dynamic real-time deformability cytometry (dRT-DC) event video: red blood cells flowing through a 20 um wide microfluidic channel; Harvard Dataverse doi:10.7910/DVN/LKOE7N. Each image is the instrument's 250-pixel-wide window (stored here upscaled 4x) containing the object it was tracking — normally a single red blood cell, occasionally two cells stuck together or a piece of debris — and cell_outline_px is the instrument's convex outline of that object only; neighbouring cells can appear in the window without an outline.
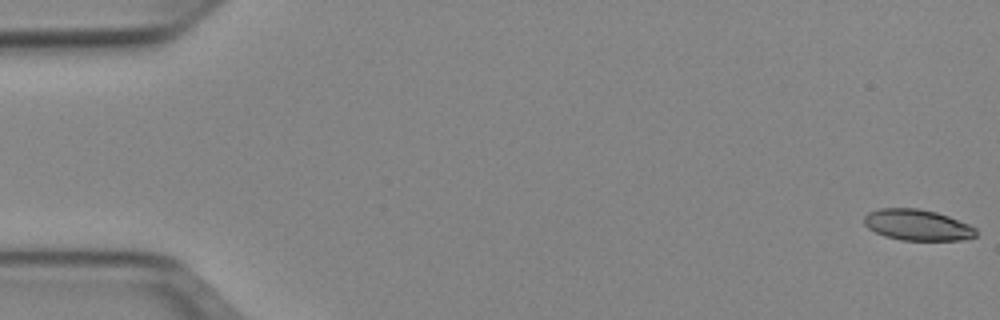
{"species": "Egyptian fruit bat (a non-hibernating species)", "species_latin": "Rousettus aegyptiacus", "temperature_condition": "cold", "stored_images_in_passage": 52, "camera_frame_rate_fps": 3000, "um_per_image_px": 0.085, "animal": {"sex": "female"}, "frame": {"image": 1, "passage_image": 1, "time_ms": 0.0, "image_size_px": [1000, 320], "cell_outline_px": [[976, 236], [964, 240], [900, 240], [884, 236], [868, 228], [864, 224], [864, 216], [868, 212], [880, 208], [916, 208], [936, 212], [948, 216], [968, 224], [976, 228]], "centroid_in_image_um": [77.96, 19.12], "position_along_channel_um": 7.0, "area_um2": 20.23}}
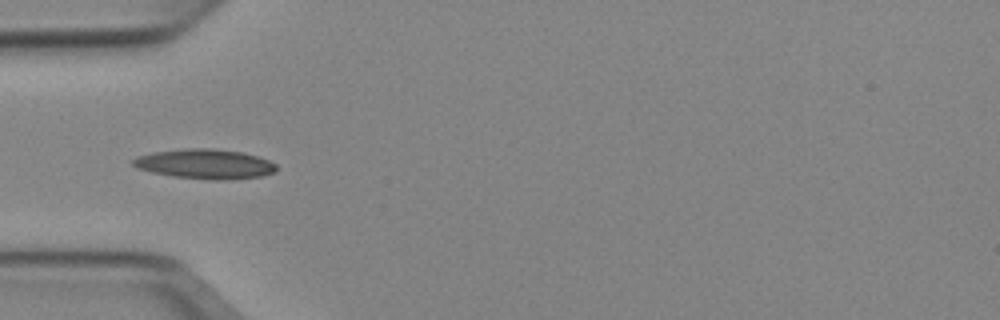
{"frame": {"image": 2, "passage_image": 17, "time_ms": 5.333, "image_size_px": [1000, 320], "cell_outline_px": [[276, 172], [260, 176], [228, 180], [212, 180], [172, 176], [152, 172], [136, 168], [128, 160], [136, 156], [152, 152], [188, 148], [212, 148], [240, 152], [256, 156], [268, 160], [276, 164]], "centroid_in_image_um": [17.37, 13.94], "position_along_channel_um": 67.6, "area_um2": 24.97}}
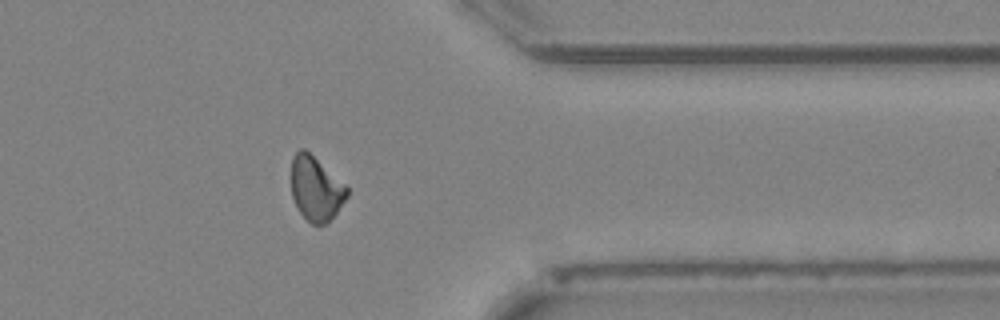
{"frame": {"image": 3, "passage_image": 42, "time_ms": 13.667, "image_size_px": [1000, 320], "cell_outline_px": [[348, 196], [336, 212], [324, 224], [312, 224], [300, 212], [292, 196], [292, 156], [300, 148], [304, 148], [344, 184], [348, 188]], "centroid_in_image_um": [26.83, 16.02], "position_along_channel_um": 384.6, "area_um2": 20.29}, "authors_computed_cell_mechanics": {"area_um2": 21.1837, "velocity_mm_per_s": 3.9366, "shape_relaxation_time_tau1_ms": null, "shape_relaxation_time_tau2_ms": 7.1744, "deformation_change_tau1": null, "deformation_change_tau2": 0.1515}}